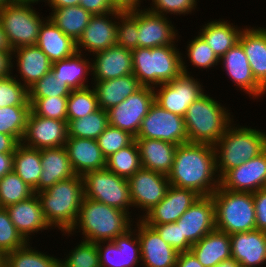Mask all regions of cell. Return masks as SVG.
I'll list each match as a JSON object with an SVG mask.
<instances>
[{"label":"cell","mask_w":266,"mask_h":267,"mask_svg":"<svg viewBox=\"0 0 266 267\" xmlns=\"http://www.w3.org/2000/svg\"><path fill=\"white\" fill-rule=\"evenodd\" d=\"M154 7L149 8L153 13L164 16V13L186 14L196 7V0H152Z\"/></svg>","instance_id":"obj_52"},{"label":"cell","mask_w":266,"mask_h":267,"mask_svg":"<svg viewBox=\"0 0 266 267\" xmlns=\"http://www.w3.org/2000/svg\"><path fill=\"white\" fill-rule=\"evenodd\" d=\"M174 46L138 47L131 50L133 74L142 86L155 88L152 84L157 86L170 82L183 73L182 56Z\"/></svg>","instance_id":"obj_4"},{"label":"cell","mask_w":266,"mask_h":267,"mask_svg":"<svg viewBox=\"0 0 266 267\" xmlns=\"http://www.w3.org/2000/svg\"><path fill=\"white\" fill-rule=\"evenodd\" d=\"M12 51H0V78H6L11 76V68L13 64L12 60Z\"/></svg>","instance_id":"obj_58"},{"label":"cell","mask_w":266,"mask_h":267,"mask_svg":"<svg viewBox=\"0 0 266 267\" xmlns=\"http://www.w3.org/2000/svg\"><path fill=\"white\" fill-rule=\"evenodd\" d=\"M82 177L84 197L124 212H128L129 206H133L128 179L107 168L88 171Z\"/></svg>","instance_id":"obj_8"},{"label":"cell","mask_w":266,"mask_h":267,"mask_svg":"<svg viewBox=\"0 0 266 267\" xmlns=\"http://www.w3.org/2000/svg\"><path fill=\"white\" fill-rule=\"evenodd\" d=\"M188 45V57L196 67L210 68L220 62V59L200 35Z\"/></svg>","instance_id":"obj_51"},{"label":"cell","mask_w":266,"mask_h":267,"mask_svg":"<svg viewBox=\"0 0 266 267\" xmlns=\"http://www.w3.org/2000/svg\"><path fill=\"white\" fill-rule=\"evenodd\" d=\"M111 3L121 10H131L139 7L140 0H110Z\"/></svg>","instance_id":"obj_60"},{"label":"cell","mask_w":266,"mask_h":267,"mask_svg":"<svg viewBox=\"0 0 266 267\" xmlns=\"http://www.w3.org/2000/svg\"><path fill=\"white\" fill-rule=\"evenodd\" d=\"M200 31V36L211 47L220 59L230 48L234 47L241 34V29H235L227 21H212Z\"/></svg>","instance_id":"obj_34"},{"label":"cell","mask_w":266,"mask_h":267,"mask_svg":"<svg viewBox=\"0 0 266 267\" xmlns=\"http://www.w3.org/2000/svg\"><path fill=\"white\" fill-rule=\"evenodd\" d=\"M121 19L117 26L116 44L126 49L138 48L137 8L131 10L117 9V19Z\"/></svg>","instance_id":"obj_44"},{"label":"cell","mask_w":266,"mask_h":267,"mask_svg":"<svg viewBox=\"0 0 266 267\" xmlns=\"http://www.w3.org/2000/svg\"><path fill=\"white\" fill-rule=\"evenodd\" d=\"M0 51H13L0 22Z\"/></svg>","instance_id":"obj_62"},{"label":"cell","mask_w":266,"mask_h":267,"mask_svg":"<svg viewBox=\"0 0 266 267\" xmlns=\"http://www.w3.org/2000/svg\"><path fill=\"white\" fill-rule=\"evenodd\" d=\"M68 136L67 122L35 115L30 111L22 144L42 150L65 146ZM28 141V144H24Z\"/></svg>","instance_id":"obj_14"},{"label":"cell","mask_w":266,"mask_h":267,"mask_svg":"<svg viewBox=\"0 0 266 267\" xmlns=\"http://www.w3.org/2000/svg\"><path fill=\"white\" fill-rule=\"evenodd\" d=\"M34 194V190L14 171L0 179V207L2 208L26 200Z\"/></svg>","instance_id":"obj_42"},{"label":"cell","mask_w":266,"mask_h":267,"mask_svg":"<svg viewBox=\"0 0 266 267\" xmlns=\"http://www.w3.org/2000/svg\"><path fill=\"white\" fill-rule=\"evenodd\" d=\"M91 65L95 81L110 80L133 74L132 53L130 49L117 44L97 52Z\"/></svg>","instance_id":"obj_23"},{"label":"cell","mask_w":266,"mask_h":267,"mask_svg":"<svg viewBox=\"0 0 266 267\" xmlns=\"http://www.w3.org/2000/svg\"><path fill=\"white\" fill-rule=\"evenodd\" d=\"M137 9L138 47L154 48L174 45L176 33L165 15Z\"/></svg>","instance_id":"obj_20"},{"label":"cell","mask_w":266,"mask_h":267,"mask_svg":"<svg viewBox=\"0 0 266 267\" xmlns=\"http://www.w3.org/2000/svg\"><path fill=\"white\" fill-rule=\"evenodd\" d=\"M137 224L141 260L145 267H175L178 252L162 240L158 233L145 222Z\"/></svg>","instance_id":"obj_19"},{"label":"cell","mask_w":266,"mask_h":267,"mask_svg":"<svg viewBox=\"0 0 266 267\" xmlns=\"http://www.w3.org/2000/svg\"><path fill=\"white\" fill-rule=\"evenodd\" d=\"M252 194L256 212V229L266 232V188Z\"/></svg>","instance_id":"obj_54"},{"label":"cell","mask_w":266,"mask_h":267,"mask_svg":"<svg viewBox=\"0 0 266 267\" xmlns=\"http://www.w3.org/2000/svg\"><path fill=\"white\" fill-rule=\"evenodd\" d=\"M131 228L119 235L113 241H108L102 248L103 242H97L100 267H134L141 260L139 237L132 238Z\"/></svg>","instance_id":"obj_18"},{"label":"cell","mask_w":266,"mask_h":267,"mask_svg":"<svg viewBox=\"0 0 266 267\" xmlns=\"http://www.w3.org/2000/svg\"><path fill=\"white\" fill-rule=\"evenodd\" d=\"M37 194L47 223L61 231L70 232L76 225L84 197V180L81 175L59 181Z\"/></svg>","instance_id":"obj_2"},{"label":"cell","mask_w":266,"mask_h":267,"mask_svg":"<svg viewBox=\"0 0 266 267\" xmlns=\"http://www.w3.org/2000/svg\"><path fill=\"white\" fill-rule=\"evenodd\" d=\"M212 198L217 230L229 235L256 230V212L251 192H234L219 186Z\"/></svg>","instance_id":"obj_7"},{"label":"cell","mask_w":266,"mask_h":267,"mask_svg":"<svg viewBox=\"0 0 266 267\" xmlns=\"http://www.w3.org/2000/svg\"><path fill=\"white\" fill-rule=\"evenodd\" d=\"M63 263L68 267H100L96 243L83 239Z\"/></svg>","instance_id":"obj_50"},{"label":"cell","mask_w":266,"mask_h":267,"mask_svg":"<svg viewBox=\"0 0 266 267\" xmlns=\"http://www.w3.org/2000/svg\"><path fill=\"white\" fill-rule=\"evenodd\" d=\"M20 143L16 137L0 133V153H14Z\"/></svg>","instance_id":"obj_56"},{"label":"cell","mask_w":266,"mask_h":267,"mask_svg":"<svg viewBox=\"0 0 266 267\" xmlns=\"http://www.w3.org/2000/svg\"><path fill=\"white\" fill-rule=\"evenodd\" d=\"M13 0H0V9L3 8L5 5L11 3Z\"/></svg>","instance_id":"obj_65"},{"label":"cell","mask_w":266,"mask_h":267,"mask_svg":"<svg viewBox=\"0 0 266 267\" xmlns=\"http://www.w3.org/2000/svg\"><path fill=\"white\" fill-rule=\"evenodd\" d=\"M2 260H3V257L0 255V267H2Z\"/></svg>","instance_id":"obj_67"},{"label":"cell","mask_w":266,"mask_h":267,"mask_svg":"<svg viewBox=\"0 0 266 267\" xmlns=\"http://www.w3.org/2000/svg\"><path fill=\"white\" fill-rule=\"evenodd\" d=\"M95 82L98 106L105 111L120 104L142 87L134 74Z\"/></svg>","instance_id":"obj_32"},{"label":"cell","mask_w":266,"mask_h":267,"mask_svg":"<svg viewBox=\"0 0 266 267\" xmlns=\"http://www.w3.org/2000/svg\"><path fill=\"white\" fill-rule=\"evenodd\" d=\"M6 210L17 231L26 241L31 233L50 227L36 193L26 200L6 207Z\"/></svg>","instance_id":"obj_26"},{"label":"cell","mask_w":266,"mask_h":267,"mask_svg":"<svg viewBox=\"0 0 266 267\" xmlns=\"http://www.w3.org/2000/svg\"><path fill=\"white\" fill-rule=\"evenodd\" d=\"M42 170L41 150L27 147L21 142L13 153V171L34 189L39 183Z\"/></svg>","instance_id":"obj_35"},{"label":"cell","mask_w":266,"mask_h":267,"mask_svg":"<svg viewBox=\"0 0 266 267\" xmlns=\"http://www.w3.org/2000/svg\"><path fill=\"white\" fill-rule=\"evenodd\" d=\"M135 140L129 132L108 125L97 138L98 145L107 159L113 153L125 148Z\"/></svg>","instance_id":"obj_49"},{"label":"cell","mask_w":266,"mask_h":267,"mask_svg":"<svg viewBox=\"0 0 266 267\" xmlns=\"http://www.w3.org/2000/svg\"><path fill=\"white\" fill-rule=\"evenodd\" d=\"M13 171V153H0V179Z\"/></svg>","instance_id":"obj_59"},{"label":"cell","mask_w":266,"mask_h":267,"mask_svg":"<svg viewBox=\"0 0 266 267\" xmlns=\"http://www.w3.org/2000/svg\"><path fill=\"white\" fill-rule=\"evenodd\" d=\"M184 64L182 61L183 73L179 77L162 83L159 85L161 89L155 92L156 103L167 111L182 117L185 116L189 105L204 94L201 85L188 74Z\"/></svg>","instance_id":"obj_13"},{"label":"cell","mask_w":266,"mask_h":267,"mask_svg":"<svg viewBox=\"0 0 266 267\" xmlns=\"http://www.w3.org/2000/svg\"><path fill=\"white\" fill-rule=\"evenodd\" d=\"M175 267H204L191 251L181 252L177 256Z\"/></svg>","instance_id":"obj_57"},{"label":"cell","mask_w":266,"mask_h":267,"mask_svg":"<svg viewBox=\"0 0 266 267\" xmlns=\"http://www.w3.org/2000/svg\"><path fill=\"white\" fill-rule=\"evenodd\" d=\"M52 9L79 5L80 0H48Z\"/></svg>","instance_id":"obj_61"},{"label":"cell","mask_w":266,"mask_h":267,"mask_svg":"<svg viewBox=\"0 0 266 267\" xmlns=\"http://www.w3.org/2000/svg\"><path fill=\"white\" fill-rule=\"evenodd\" d=\"M176 223L181 231V252H188L193 244L216 229L212 195L200 196Z\"/></svg>","instance_id":"obj_11"},{"label":"cell","mask_w":266,"mask_h":267,"mask_svg":"<svg viewBox=\"0 0 266 267\" xmlns=\"http://www.w3.org/2000/svg\"><path fill=\"white\" fill-rule=\"evenodd\" d=\"M152 227L163 241L181 253V231L176 222L160 225H148Z\"/></svg>","instance_id":"obj_53"},{"label":"cell","mask_w":266,"mask_h":267,"mask_svg":"<svg viewBox=\"0 0 266 267\" xmlns=\"http://www.w3.org/2000/svg\"><path fill=\"white\" fill-rule=\"evenodd\" d=\"M217 102L203 94L189 105L184 116L188 142L214 146L225 133L231 118Z\"/></svg>","instance_id":"obj_5"},{"label":"cell","mask_w":266,"mask_h":267,"mask_svg":"<svg viewBox=\"0 0 266 267\" xmlns=\"http://www.w3.org/2000/svg\"><path fill=\"white\" fill-rule=\"evenodd\" d=\"M31 105L0 107V133L16 137L22 142Z\"/></svg>","instance_id":"obj_41"},{"label":"cell","mask_w":266,"mask_h":267,"mask_svg":"<svg viewBox=\"0 0 266 267\" xmlns=\"http://www.w3.org/2000/svg\"><path fill=\"white\" fill-rule=\"evenodd\" d=\"M108 14L116 18L117 10L112 13L91 16L87 27L76 42L77 52L81 53L80 48L84 47L85 50L95 54L116 45L117 26L119 24L109 20Z\"/></svg>","instance_id":"obj_21"},{"label":"cell","mask_w":266,"mask_h":267,"mask_svg":"<svg viewBox=\"0 0 266 267\" xmlns=\"http://www.w3.org/2000/svg\"><path fill=\"white\" fill-rule=\"evenodd\" d=\"M238 43L243 47L253 76L266 90V28L244 29Z\"/></svg>","instance_id":"obj_30"},{"label":"cell","mask_w":266,"mask_h":267,"mask_svg":"<svg viewBox=\"0 0 266 267\" xmlns=\"http://www.w3.org/2000/svg\"><path fill=\"white\" fill-rule=\"evenodd\" d=\"M133 206L148 213L159 204L170 186L168 176L141 168L128 179Z\"/></svg>","instance_id":"obj_15"},{"label":"cell","mask_w":266,"mask_h":267,"mask_svg":"<svg viewBox=\"0 0 266 267\" xmlns=\"http://www.w3.org/2000/svg\"><path fill=\"white\" fill-rule=\"evenodd\" d=\"M224 63L228 76L241 89L254 96L262 95L266 90L256 81L253 76L247 56L243 47L237 43L230 48L221 58Z\"/></svg>","instance_id":"obj_27"},{"label":"cell","mask_w":266,"mask_h":267,"mask_svg":"<svg viewBox=\"0 0 266 267\" xmlns=\"http://www.w3.org/2000/svg\"><path fill=\"white\" fill-rule=\"evenodd\" d=\"M106 168L116 175L129 179L142 168L139 149L134 140L130 145L106 159Z\"/></svg>","instance_id":"obj_39"},{"label":"cell","mask_w":266,"mask_h":267,"mask_svg":"<svg viewBox=\"0 0 266 267\" xmlns=\"http://www.w3.org/2000/svg\"><path fill=\"white\" fill-rule=\"evenodd\" d=\"M81 53L76 52L73 56L52 63L51 71L56 78L66 82L71 90L84 89L89 87L84 84L88 70L91 69V65L88 59H82Z\"/></svg>","instance_id":"obj_37"},{"label":"cell","mask_w":266,"mask_h":267,"mask_svg":"<svg viewBox=\"0 0 266 267\" xmlns=\"http://www.w3.org/2000/svg\"><path fill=\"white\" fill-rule=\"evenodd\" d=\"M14 52L17 53L18 71L27 89L52 69V62L37 45L18 47L13 49Z\"/></svg>","instance_id":"obj_33"},{"label":"cell","mask_w":266,"mask_h":267,"mask_svg":"<svg viewBox=\"0 0 266 267\" xmlns=\"http://www.w3.org/2000/svg\"><path fill=\"white\" fill-rule=\"evenodd\" d=\"M28 243L17 231L6 208L0 207V255L3 257Z\"/></svg>","instance_id":"obj_46"},{"label":"cell","mask_w":266,"mask_h":267,"mask_svg":"<svg viewBox=\"0 0 266 267\" xmlns=\"http://www.w3.org/2000/svg\"><path fill=\"white\" fill-rule=\"evenodd\" d=\"M49 20L75 42L87 27L91 14L80 5L55 8Z\"/></svg>","instance_id":"obj_36"},{"label":"cell","mask_w":266,"mask_h":267,"mask_svg":"<svg viewBox=\"0 0 266 267\" xmlns=\"http://www.w3.org/2000/svg\"><path fill=\"white\" fill-rule=\"evenodd\" d=\"M79 5L91 15L107 14L117 10L110 0H80Z\"/></svg>","instance_id":"obj_55"},{"label":"cell","mask_w":266,"mask_h":267,"mask_svg":"<svg viewBox=\"0 0 266 267\" xmlns=\"http://www.w3.org/2000/svg\"><path fill=\"white\" fill-rule=\"evenodd\" d=\"M218 146V147H217ZM220 148V150H218ZM216 169L221 178L228 170L260 155L266 150V134L256 129L231 126L214 145ZM219 155V156H217ZM220 158V159H219Z\"/></svg>","instance_id":"obj_6"},{"label":"cell","mask_w":266,"mask_h":267,"mask_svg":"<svg viewBox=\"0 0 266 267\" xmlns=\"http://www.w3.org/2000/svg\"><path fill=\"white\" fill-rule=\"evenodd\" d=\"M200 196L192 189L170 185L163 200L146 213L142 221L147 225L176 222Z\"/></svg>","instance_id":"obj_17"},{"label":"cell","mask_w":266,"mask_h":267,"mask_svg":"<svg viewBox=\"0 0 266 267\" xmlns=\"http://www.w3.org/2000/svg\"><path fill=\"white\" fill-rule=\"evenodd\" d=\"M13 1H14V2H18V3L31 4V3L38 2L39 0H13Z\"/></svg>","instance_id":"obj_64"},{"label":"cell","mask_w":266,"mask_h":267,"mask_svg":"<svg viewBox=\"0 0 266 267\" xmlns=\"http://www.w3.org/2000/svg\"><path fill=\"white\" fill-rule=\"evenodd\" d=\"M129 212L83 197L76 225L88 242L113 241L130 229ZM78 224V225H77Z\"/></svg>","instance_id":"obj_3"},{"label":"cell","mask_w":266,"mask_h":267,"mask_svg":"<svg viewBox=\"0 0 266 267\" xmlns=\"http://www.w3.org/2000/svg\"><path fill=\"white\" fill-rule=\"evenodd\" d=\"M135 138L157 139L175 145L187 143L184 117L167 111L154 102L143 118Z\"/></svg>","instance_id":"obj_10"},{"label":"cell","mask_w":266,"mask_h":267,"mask_svg":"<svg viewBox=\"0 0 266 267\" xmlns=\"http://www.w3.org/2000/svg\"><path fill=\"white\" fill-rule=\"evenodd\" d=\"M41 20L30 4L12 1L0 9V22L12 49L36 45Z\"/></svg>","instance_id":"obj_9"},{"label":"cell","mask_w":266,"mask_h":267,"mask_svg":"<svg viewBox=\"0 0 266 267\" xmlns=\"http://www.w3.org/2000/svg\"><path fill=\"white\" fill-rule=\"evenodd\" d=\"M36 45L52 63L69 58L77 52L76 42L66 36L49 17L40 27Z\"/></svg>","instance_id":"obj_31"},{"label":"cell","mask_w":266,"mask_h":267,"mask_svg":"<svg viewBox=\"0 0 266 267\" xmlns=\"http://www.w3.org/2000/svg\"><path fill=\"white\" fill-rule=\"evenodd\" d=\"M108 125L107 111L99 108L89 115L71 120L67 124L68 137L97 140Z\"/></svg>","instance_id":"obj_38"},{"label":"cell","mask_w":266,"mask_h":267,"mask_svg":"<svg viewBox=\"0 0 266 267\" xmlns=\"http://www.w3.org/2000/svg\"><path fill=\"white\" fill-rule=\"evenodd\" d=\"M222 189L234 192H256L266 188V150L260 155L228 170L221 178Z\"/></svg>","instance_id":"obj_16"},{"label":"cell","mask_w":266,"mask_h":267,"mask_svg":"<svg viewBox=\"0 0 266 267\" xmlns=\"http://www.w3.org/2000/svg\"><path fill=\"white\" fill-rule=\"evenodd\" d=\"M56 267H68L66 264L63 263V261H60L57 263Z\"/></svg>","instance_id":"obj_66"},{"label":"cell","mask_w":266,"mask_h":267,"mask_svg":"<svg viewBox=\"0 0 266 267\" xmlns=\"http://www.w3.org/2000/svg\"><path fill=\"white\" fill-rule=\"evenodd\" d=\"M28 245L26 243L23 247L6 253L2 267H56L59 259L37 252Z\"/></svg>","instance_id":"obj_40"},{"label":"cell","mask_w":266,"mask_h":267,"mask_svg":"<svg viewBox=\"0 0 266 267\" xmlns=\"http://www.w3.org/2000/svg\"><path fill=\"white\" fill-rule=\"evenodd\" d=\"M42 173L34 193L46 190L55 183L76 176L65 146L41 150Z\"/></svg>","instance_id":"obj_25"},{"label":"cell","mask_w":266,"mask_h":267,"mask_svg":"<svg viewBox=\"0 0 266 267\" xmlns=\"http://www.w3.org/2000/svg\"><path fill=\"white\" fill-rule=\"evenodd\" d=\"M232 259L241 267L266 263V232L253 230L230 235Z\"/></svg>","instance_id":"obj_22"},{"label":"cell","mask_w":266,"mask_h":267,"mask_svg":"<svg viewBox=\"0 0 266 267\" xmlns=\"http://www.w3.org/2000/svg\"><path fill=\"white\" fill-rule=\"evenodd\" d=\"M71 89L66 82L56 78L52 71L46 73L29 89V98H46L54 96H69Z\"/></svg>","instance_id":"obj_48"},{"label":"cell","mask_w":266,"mask_h":267,"mask_svg":"<svg viewBox=\"0 0 266 267\" xmlns=\"http://www.w3.org/2000/svg\"><path fill=\"white\" fill-rule=\"evenodd\" d=\"M216 267H241L239 263H237L234 259H229L226 261L221 262L218 266Z\"/></svg>","instance_id":"obj_63"},{"label":"cell","mask_w":266,"mask_h":267,"mask_svg":"<svg viewBox=\"0 0 266 267\" xmlns=\"http://www.w3.org/2000/svg\"><path fill=\"white\" fill-rule=\"evenodd\" d=\"M190 251L204 267H216L232 258L230 235L214 229L193 244Z\"/></svg>","instance_id":"obj_29"},{"label":"cell","mask_w":266,"mask_h":267,"mask_svg":"<svg viewBox=\"0 0 266 267\" xmlns=\"http://www.w3.org/2000/svg\"><path fill=\"white\" fill-rule=\"evenodd\" d=\"M65 148L76 175L106 168V158L97 140L67 136Z\"/></svg>","instance_id":"obj_24"},{"label":"cell","mask_w":266,"mask_h":267,"mask_svg":"<svg viewBox=\"0 0 266 267\" xmlns=\"http://www.w3.org/2000/svg\"><path fill=\"white\" fill-rule=\"evenodd\" d=\"M154 102V87L142 86L120 104L107 110L108 123L136 137L143 118Z\"/></svg>","instance_id":"obj_12"},{"label":"cell","mask_w":266,"mask_h":267,"mask_svg":"<svg viewBox=\"0 0 266 267\" xmlns=\"http://www.w3.org/2000/svg\"><path fill=\"white\" fill-rule=\"evenodd\" d=\"M29 102L35 115L67 122L68 96L29 98Z\"/></svg>","instance_id":"obj_45"},{"label":"cell","mask_w":266,"mask_h":267,"mask_svg":"<svg viewBox=\"0 0 266 267\" xmlns=\"http://www.w3.org/2000/svg\"><path fill=\"white\" fill-rule=\"evenodd\" d=\"M99 109L97 95L88 87L72 90L67 102V124L73 119H79Z\"/></svg>","instance_id":"obj_43"},{"label":"cell","mask_w":266,"mask_h":267,"mask_svg":"<svg viewBox=\"0 0 266 267\" xmlns=\"http://www.w3.org/2000/svg\"><path fill=\"white\" fill-rule=\"evenodd\" d=\"M216 171L214 146L187 142L177 146L168 180L171 186L192 189L201 196H209L220 185V178L216 181L213 178L218 173Z\"/></svg>","instance_id":"obj_1"},{"label":"cell","mask_w":266,"mask_h":267,"mask_svg":"<svg viewBox=\"0 0 266 267\" xmlns=\"http://www.w3.org/2000/svg\"><path fill=\"white\" fill-rule=\"evenodd\" d=\"M142 168L168 176L172 170L178 145L146 138H135Z\"/></svg>","instance_id":"obj_28"},{"label":"cell","mask_w":266,"mask_h":267,"mask_svg":"<svg viewBox=\"0 0 266 267\" xmlns=\"http://www.w3.org/2000/svg\"><path fill=\"white\" fill-rule=\"evenodd\" d=\"M13 76L0 78V107L30 105L28 89Z\"/></svg>","instance_id":"obj_47"}]
</instances>
